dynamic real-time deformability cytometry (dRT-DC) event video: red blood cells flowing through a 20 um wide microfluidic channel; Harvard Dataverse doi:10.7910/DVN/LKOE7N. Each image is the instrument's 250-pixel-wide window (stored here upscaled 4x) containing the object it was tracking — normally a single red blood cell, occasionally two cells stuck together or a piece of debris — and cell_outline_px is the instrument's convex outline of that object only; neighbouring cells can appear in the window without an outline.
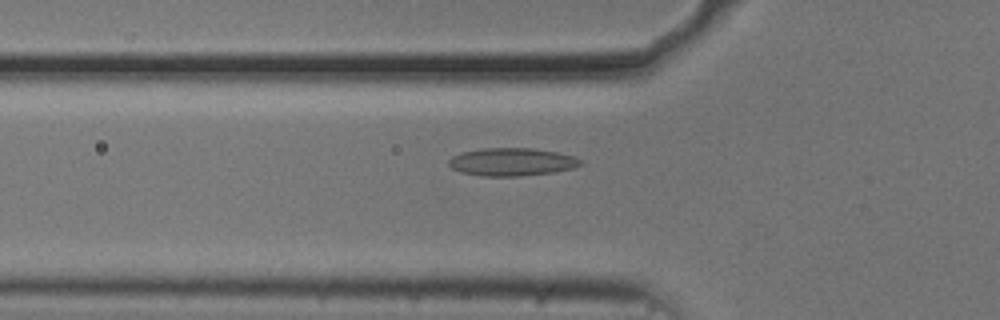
{"species": "common noctule bat (a hibernating species)", "species_latin": "Nyctalus noctula", "temperature_condition": "cold", "stored_images_in_passage": 54, "camera_frame_rate_fps": 3000, "um_per_image_px": 0.085, "animal": {"sex": "male", "body_mass_g": 20.5, "forearm_length_mm": 52.5}, "frame": {"image": 1, "passage_image": 18, "time_ms": 5.667, "image_size_px": [1000, 320], "cell_outline_px": [[584, 164], [572, 168], [552, 172], [520, 176], [480, 176], [460, 172], [452, 168], [448, 164], [448, 160], [452, 156], [460, 152], [484, 148], [532, 148], [556, 152], [576, 156], [584, 160]], "centroid_in_image_um": [43.51, 13.76], "position_along_channel_um": 82.3, "area_um2": 21.62}}
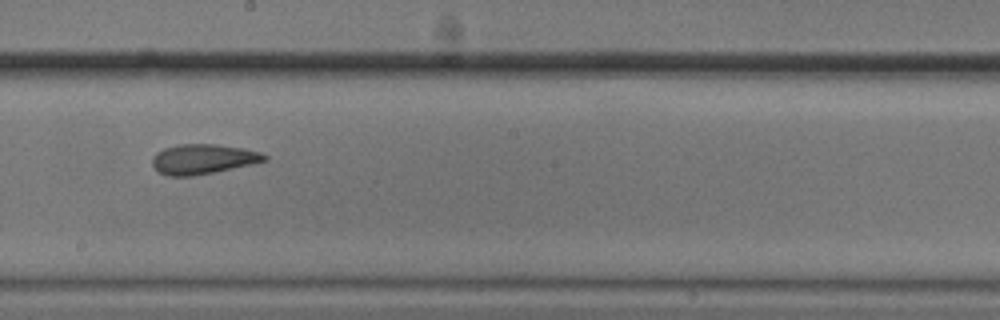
{"frame": {"image": 2, "passage_image": 30, "time_ms": 9.667, "image_size_px": [1000, 320], "cell_outline_px": [[268, 160], [212, 172], [192, 176], [168, 176], [160, 172], [152, 164], [152, 156], [156, 152], [164, 148], [176, 144], [216, 144], [244, 148], [260, 152], [268, 156]], "centroid_in_image_um": [17.23, 13.5], "position_along_channel_um": 231.0, "area_um2": 19.42}}
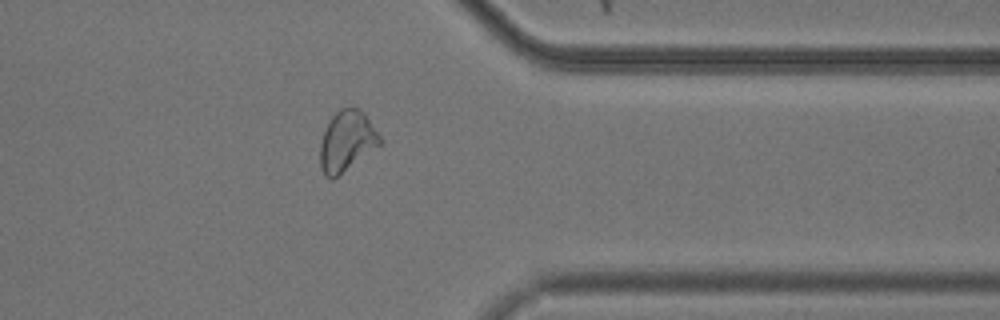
{"frame": {"image": 3, "passage_image": 43, "time_ms": 14.0, "image_size_px": [1000, 320], "cell_outline_px": [[384, 140], [380, 144], [332, 180], [324, 176], [320, 168], [320, 144], [324, 132], [332, 116], [340, 108], [360, 108], [364, 112]], "centroid_in_image_um": [29.47, 11.99], "position_along_channel_um": 381.9, "area_um2": 20.92}, "authors_computed_cell_mechanics": {"area_um2": 21.2126, "velocity_mm_per_s": 3.6962, "shape_relaxation_time_tau1_ms": null, "shape_relaxation_time_tau2_ms": 2.3857, "deformation_change_tau1": null, "deformation_change_tau2": 0.0784}}